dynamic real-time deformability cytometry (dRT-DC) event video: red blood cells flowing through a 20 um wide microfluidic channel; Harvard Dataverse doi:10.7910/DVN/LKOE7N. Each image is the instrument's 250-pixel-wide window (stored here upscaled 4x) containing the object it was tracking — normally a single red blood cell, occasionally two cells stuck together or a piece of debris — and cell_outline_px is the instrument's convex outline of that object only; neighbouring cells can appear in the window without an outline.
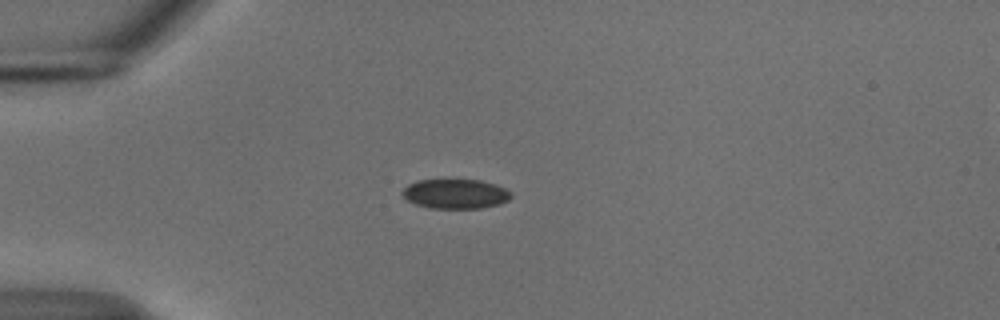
{"species": "common noctule bat (a hibernating species)", "species_latin": "Nyctalus noctula", "temperature_condition": "cold", "stored_images_in_passage": 40, "camera_frame_rate_fps": 3000, "um_per_image_px": 0.085, "animal": {"sex": "male", "body_mass_g": 18.8}, "frame": {"image": 1, "passage_image": 1, "time_ms": 0.0, "image_size_px": [1000, 320], "cell_outline_px": [[512, 196], [508, 200], [500, 204], [480, 208], [428, 208], [416, 204], [408, 200], [400, 192], [408, 184], [416, 180], [480, 180], [496, 184], [512, 192]], "centroid_in_image_um": [38.72, 16.47], "position_along_channel_um": 46.3, "area_um2": 18.79}}
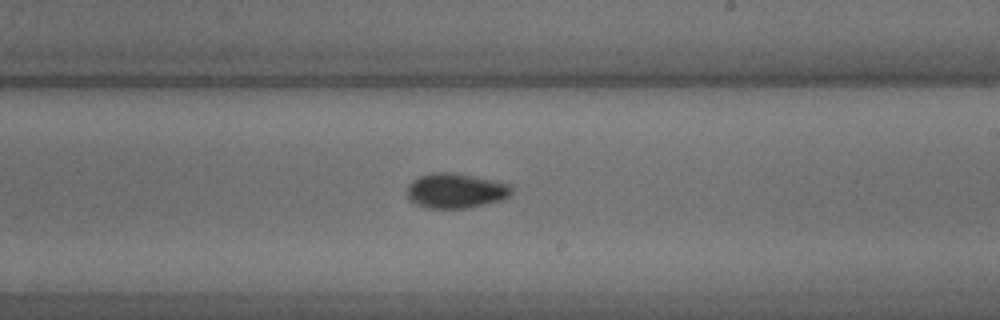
{"frame": {"image": 2, "passage_image": 19, "time_ms": 6.0, "image_size_px": [1000, 320], "cell_outline_px": [[512, 192], [504, 200], [464, 208], [428, 208], [416, 204], [408, 200], [408, 184], [412, 180], [420, 176], [432, 172], [452, 172], [512, 184]], "centroid_in_image_um": [38.73, 16.21], "position_along_channel_um": 250.3, "area_um2": 21.27}}
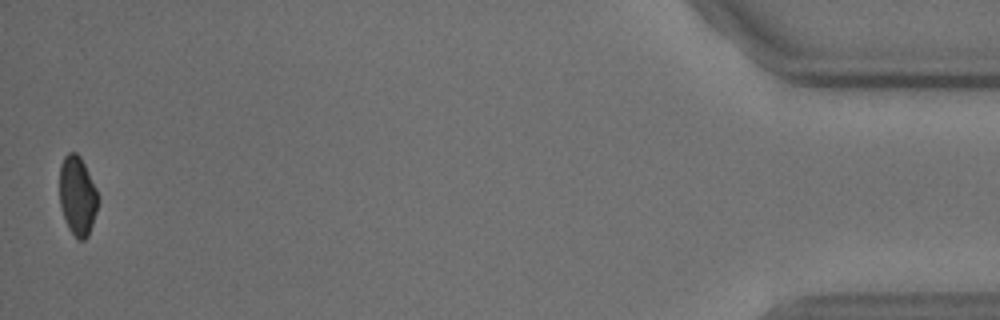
{"frame": {"image": 3, "passage_image": 40, "time_ms": 13.0, "image_size_px": [1000, 320], "cell_outline_px": [[100, 200], [88, 236], [84, 240], [80, 240], [68, 228], [60, 204], [60, 164], [64, 156], [68, 152], [76, 152], [80, 156], [96, 188]], "centroid_in_image_um": [6.59, 16.62], "position_along_channel_um": 428.6, "area_um2": 17.69}, "authors_computed_cell_mechanics": {"area_um2": 19.8254, "velocity_mm_per_s": 3.7515, "shape_relaxation_time_tau1_ms": 3.6789, "shape_relaxation_time_tau2_ms": null, "deformation_change_tau1": 0.0466, "deformation_change_tau2": null}}